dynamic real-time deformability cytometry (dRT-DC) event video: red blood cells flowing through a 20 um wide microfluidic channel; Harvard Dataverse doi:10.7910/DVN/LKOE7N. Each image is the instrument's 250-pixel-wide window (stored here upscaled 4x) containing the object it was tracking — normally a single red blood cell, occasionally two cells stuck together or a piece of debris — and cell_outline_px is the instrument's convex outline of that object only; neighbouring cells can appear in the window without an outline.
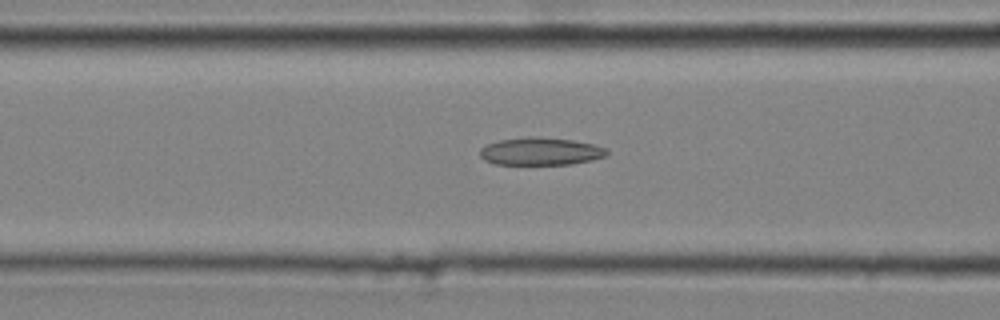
{"species": "common noctule bat (a hibernating species)", "species_latin": "Nyctalus noctula", "temperature_condition": "cold", "stored_images_in_passage": 34, "camera_frame_rate_fps": 3000, "um_per_image_px": 0.085, "animal": {"sex": "male", "body_mass_g": 20.4}, "frame": {"image": 1, "passage_image": 13, "time_ms": 4.0, "image_size_px": [1000, 320], "cell_outline_px": [[608, 152], [604, 156], [592, 160], [572, 164], [496, 164], [484, 160], [480, 156], [480, 148], [488, 144], [500, 140], [532, 136], [572, 140], [596, 144], [608, 148]], "centroid_in_image_um": [45.98, 12.86], "position_along_channel_um": 120.6, "area_um2": 20.4}}
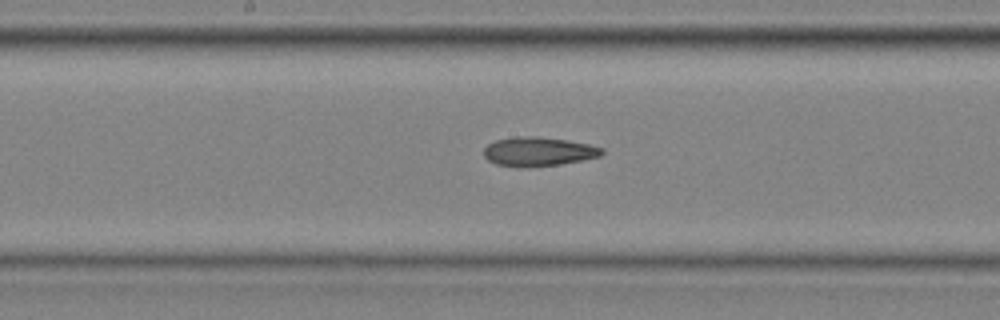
{"frame": {"image": 2, "passage_image": 19, "time_ms": 6.0, "image_size_px": [1000, 320], "cell_outline_px": [[604, 152], [600, 156], [584, 160], [560, 164], [520, 168], [496, 164], [488, 160], [484, 156], [484, 148], [488, 144], [496, 140], [516, 136], [536, 136], [568, 140], [588, 144], [604, 148]], "centroid_in_image_um": [45.76, 12.88], "position_along_channel_um": 202.4, "area_um2": 20.17}}
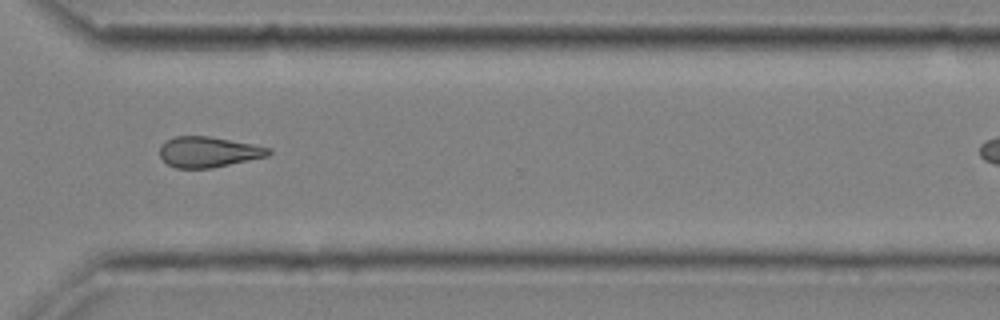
{"frame": {"image": 3, "passage_image": 30, "time_ms": 9.667, "image_size_px": [1000, 320], "cell_outline_px": [[272, 152], [268, 156], [212, 168], [176, 168], [168, 164], [160, 156], [160, 144], [176, 136], [208, 136], [252, 144], [272, 148]], "centroid_in_image_um": [17.72, 12.92], "position_along_channel_um": 352.9, "area_um2": 19.31}}